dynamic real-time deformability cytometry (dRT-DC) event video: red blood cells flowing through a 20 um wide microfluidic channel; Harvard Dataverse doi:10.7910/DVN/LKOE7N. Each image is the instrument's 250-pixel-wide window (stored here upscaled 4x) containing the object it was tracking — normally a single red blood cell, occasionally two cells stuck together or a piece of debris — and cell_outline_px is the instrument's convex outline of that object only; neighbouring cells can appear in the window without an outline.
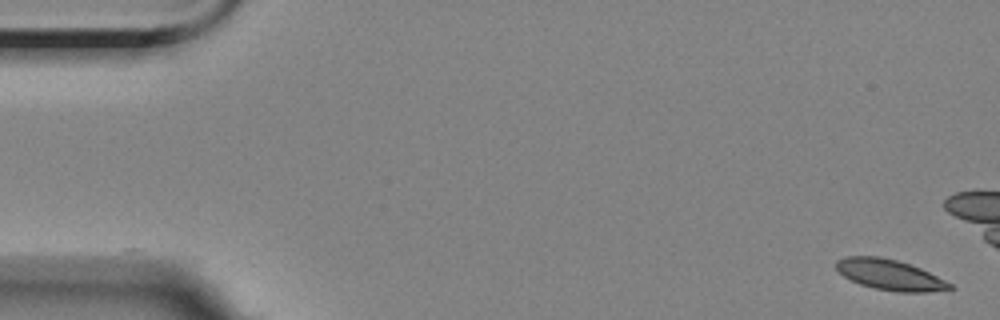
{"species": "Egyptian fruit bat (a non-hibernating species)", "species_latin": "Rousettus aegyptiacus", "temperature_condition": "room temperature", "stored_images_in_passage": 5, "camera_frame_rate_fps": 3000, "um_per_image_px": 0.085, "animal": {"sex": "female"}, "frame": {"image": 1, "passage_image": 1, "time_ms": 0.0, "image_size_px": [1000, 320], "cell_outline_px": [[956, 288], [928, 292], [896, 292], [872, 288], [860, 284], [844, 276], [836, 268], [836, 260], [848, 256], [880, 256], [896, 260], [920, 268], [952, 284]], "centroid_in_image_um": [75.63, 23.36], "position_along_channel_um": 9.4, "area_um2": 20.11}}